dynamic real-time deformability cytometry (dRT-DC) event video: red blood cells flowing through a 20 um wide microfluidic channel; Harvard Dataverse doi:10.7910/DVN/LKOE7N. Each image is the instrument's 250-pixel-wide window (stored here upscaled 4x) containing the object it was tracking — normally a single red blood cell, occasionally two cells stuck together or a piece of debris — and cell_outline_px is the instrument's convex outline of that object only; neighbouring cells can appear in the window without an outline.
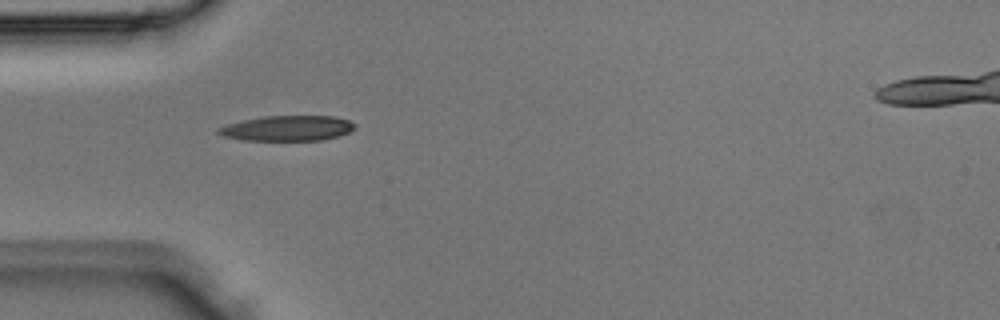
{"species": "Egyptian fruit bat (a non-hibernating species)", "species_latin": "Rousettus aegyptiacus", "temperature_condition": "room temperature", "stored_images_in_passage": 6, "camera_frame_rate_fps": 3000, "um_per_image_px": 0.085, "animal": {"sex": "male"}, "frame": {"image": 1, "passage_image": 6, "time_ms": 1.667, "image_size_px": [1000, 320], "cell_outline_px": [[356, 128], [340, 136], [320, 140], [244, 140], [224, 136], [216, 132], [216, 128], [228, 124], [244, 120], [264, 116], [336, 116], [348, 120], [356, 124]], "centroid_in_image_um": [24.46, 10.9], "position_along_channel_um": 60.5, "area_um2": 20.06}}